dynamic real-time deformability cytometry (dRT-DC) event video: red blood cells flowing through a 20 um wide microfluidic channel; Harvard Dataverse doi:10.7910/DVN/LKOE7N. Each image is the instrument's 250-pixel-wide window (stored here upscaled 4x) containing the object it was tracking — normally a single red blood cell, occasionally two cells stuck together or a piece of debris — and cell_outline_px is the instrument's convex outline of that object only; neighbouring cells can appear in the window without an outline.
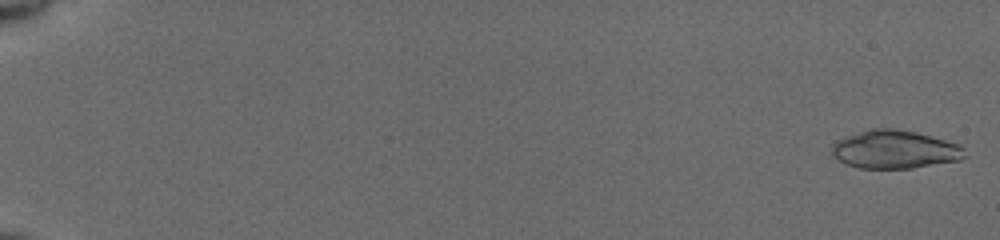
{"species": "common noctule bat (a hibernating species)", "species_latin": "Nyctalus noctula", "temperature_condition": "cold", "stored_images_in_passage": 55, "segment_of_instrument_passage": [1, 2], "camera_frame_rate_fps": 3000, "um_per_image_px": 0.085, "animal": {"sex": "female", "body_mass_g": 19.5, "forearm_length_mm": 54.1}, "frame": {"image": 1, "passage_image": 2, "time_ms": 0.333, "image_size_px": [1000, 240], "cell_outline_px": [[964, 156], [960, 160], [912, 168], [860, 168], [848, 164], [840, 160], [832, 152], [832, 144], [836, 140], [844, 136], [872, 128], [892, 128], [916, 132], [960, 144], [964, 148]], "centroid_in_image_um": [76.06, 12.69], "position_along_channel_um": 8.9, "area_um2": 29.42}}
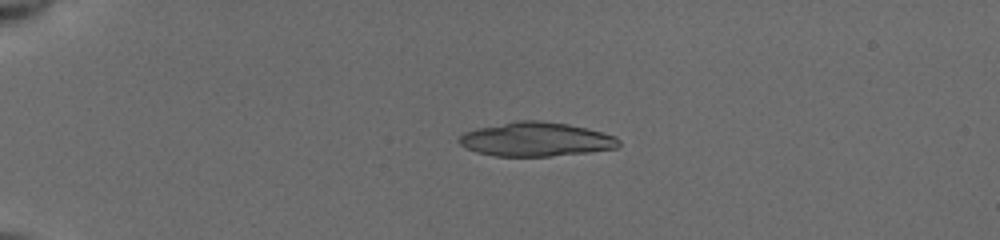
{"frame": {"image": 2, "passage_image": 15, "time_ms": 4.667, "image_size_px": [1000, 240], "cell_outline_px": [[620, 144], [616, 148], [588, 152], [552, 156], [496, 156], [476, 152], [460, 144], [456, 140], [464, 132], [476, 128], [520, 120], [536, 120], [568, 124], [616, 136], [620, 140]], "centroid_in_image_um": [45.54, 11.85], "position_along_channel_um": 39.5, "area_um2": 31.5}}